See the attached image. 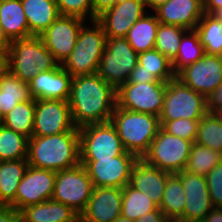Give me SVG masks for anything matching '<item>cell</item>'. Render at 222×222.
<instances>
[{
    "label": "cell",
    "mask_w": 222,
    "mask_h": 222,
    "mask_svg": "<svg viewBox=\"0 0 222 222\" xmlns=\"http://www.w3.org/2000/svg\"><path fill=\"white\" fill-rule=\"evenodd\" d=\"M122 188L94 187L80 222H114L121 215Z\"/></svg>",
    "instance_id": "cell-19"
},
{
    "label": "cell",
    "mask_w": 222,
    "mask_h": 222,
    "mask_svg": "<svg viewBox=\"0 0 222 222\" xmlns=\"http://www.w3.org/2000/svg\"><path fill=\"white\" fill-rule=\"evenodd\" d=\"M29 139L0 126V161L27 159Z\"/></svg>",
    "instance_id": "cell-36"
},
{
    "label": "cell",
    "mask_w": 222,
    "mask_h": 222,
    "mask_svg": "<svg viewBox=\"0 0 222 222\" xmlns=\"http://www.w3.org/2000/svg\"><path fill=\"white\" fill-rule=\"evenodd\" d=\"M80 160L110 159L127 152L111 122L91 124L79 129Z\"/></svg>",
    "instance_id": "cell-10"
},
{
    "label": "cell",
    "mask_w": 222,
    "mask_h": 222,
    "mask_svg": "<svg viewBox=\"0 0 222 222\" xmlns=\"http://www.w3.org/2000/svg\"><path fill=\"white\" fill-rule=\"evenodd\" d=\"M145 7L150 9L154 12L158 7L162 4H165L168 0H142Z\"/></svg>",
    "instance_id": "cell-50"
},
{
    "label": "cell",
    "mask_w": 222,
    "mask_h": 222,
    "mask_svg": "<svg viewBox=\"0 0 222 222\" xmlns=\"http://www.w3.org/2000/svg\"><path fill=\"white\" fill-rule=\"evenodd\" d=\"M86 21L77 16L59 15L39 37L54 59L62 64L73 51L80 29Z\"/></svg>",
    "instance_id": "cell-14"
},
{
    "label": "cell",
    "mask_w": 222,
    "mask_h": 222,
    "mask_svg": "<svg viewBox=\"0 0 222 222\" xmlns=\"http://www.w3.org/2000/svg\"><path fill=\"white\" fill-rule=\"evenodd\" d=\"M159 208L144 192L132 187L129 183L122 188L121 215L138 220L144 214L155 211Z\"/></svg>",
    "instance_id": "cell-31"
},
{
    "label": "cell",
    "mask_w": 222,
    "mask_h": 222,
    "mask_svg": "<svg viewBox=\"0 0 222 222\" xmlns=\"http://www.w3.org/2000/svg\"><path fill=\"white\" fill-rule=\"evenodd\" d=\"M171 175L139 158L132 168L129 184L160 206L166 182Z\"/></svg>",
    "instance_id": "cell-22"
},
{
    "label": "cell",
    "mask_w": 222,
    "mask_h": 222,
    "mask_svg": "<svg viewBox=\"0 0 222 222\" xmlns=\"http://www.w3.org/2000/svg\"><path fill=\"white\" fill-rule=\"evenodd\" d=\"M205 54L195 30H188L181 38L179 51L171 61L172 71L177 75L185 67L195 63Z\"/></svg>",
    "instance_id": "cell-32"
},
{
    "label": "cell",
    "mask_w": 222,
    "mask_h": 222,
    "mask_svg": "<svg viewBox=\"0 0 222 222\" xmlns=\"http://www.w3.org/2000/svg\"><path fill=\"white\" fill-rule=\"evenodd\" d=\"M94 186L85 167H75L56 172L52 200L69 206L79 216L85 211Z\"/></svg>",
    "instance_id": "cell-9"
},
{
    "label": "cell",
    "mask_w": 222,
    "mask_h": 222,
    "mask_svg": "<svg viewBox=\"0 0 222 222\" xmlns=\"http://www.w3.org/2000/svg\"><path fill=\"white\" fill-rule=\"evenodd\" d=\"M159 20L156 14H145L128 31L126 40L139 54L155 48Z\"/></svg>",
    "instance_id": "cell-28"
},
{
    "label": "cell",
    "mask_w": 222,
    "mask_h": 222,
    "mask_svg": "<svg viewBox=\"0 0 222 222\" xmlns=\"http://www.w3.org/2000/svg\"><path fill=\"white\" fill-rule=\"evenodd\" d=\"M127 152L142 158L161 127L159 117L149 113L124 110L117 105L110 119Z\"/></svg>",
    "instance_id": "cell-3"
},
{
    "label": "cell",
    "mask_w": 222,
    "mask_h": 222,
    "mask_svg": "<svg viewBox=\"0 0 222 222\" xmlns=\"http://www.w3.org/2000/svg\"><path fill=\"white\" fill-rule=\"evenodd\" d=\"M167 82L124 83L116 90L117 106L124 110L160 116Z\"/></svg>",
    "instance_id": "cell-11"
},
{
    "label": "cell",
    "mask_w": 222,
    "mask_h": 222,
    "mask_svg": "<svg viewBox=\"0 0 222 222\" xmlns=\"http://www.w3.org/2000/svg\"><path fill=\"white\" fill-rule=\"evenodd\" d=\"M58 65L39 36L13 40L8 48V71L24 82L29 83L40 71Z\"/></svg>",
    "instance_id": "cell-4"
},
{
    "label": "cell",
    "mask_w": 222,
    "mask_h": 222,
    "mask_svg": "<svg viewBox=\"0 0 222 222\" xmlns=\"http://www.w3.org/2000/svg\"><path fill=\"white\" fill-rule=\"evenodd\" d=\"M195 142L222 153V114L206 113L203 116Z\"/></svg>",
    "instance_id": "cell-35"
},
{
    "label": "cell",
    "mask_w": 222,
    "mask_h": 222,
    "mask_svg": "<svg viewBox=\"0 0 222 222\" xmlns=\"http://www.w3.org/2000/svg\"><path fill=\"white\" fill-rule=\"evenodd\" d=\"M2 123H3V117L0 114V126L2 125Z\"/></svg>",
    "instance_id": "cell-55"
},
{
    "label": "cell",
    "mask_w": 222,
    "mask_h": 222,
    "mask_svg": "<svg viewBox=\"0 0 222 222\" xmlns=\"http://www.w3.org/2000/svg\"><path fill=\"white\" fill-rule=\"evenodd\" d=\"M176 78L206 98L222 83V56L205 53L181 70Z\"/></svg>",
    "instance_id": "cell-16"
},
{
    "label": "cell",
    "mask_w": 222,
    "mask_h": 222,
    "mask_svg": "<svg viewBox=\"0 0 222 222\" xmlns=\"http://www.w3.org/2000/svg\"><path fill=\"white\" fill-rule=\"evenodd\" d=\"M11 41L6 37L3 28L0 24V47H9Z\"/></svg>",
    "instance_id": "cell-51"
},
{
    "label": "cell",
    "mask_w": 222,
    "mask_h": 222,
    "mask_svg": "<svg viewBox=\"0 0 222 222\" xmlns=\"http://www.w3.org/2000/svg\"><path fill=\"white\" fill-rule=\"evenodd\" d=\"M27 161L29 166L55 172L79 165V131L46 137L33 136L28 141Z\"/></svg>",
    "instance_id": "cell-2"
},
{
    "label": "cell",
    "mask_w": 222,
    "mask_h": 222,
    "mask_svg": "<svg viewBox=\"0 0 222 222\" xmlns=\"http://www.w3.org/2000/svg\"><path fill=\"white\" fill-rule=\"evenodd\" d=\"M27 159L0 161V205L15 201L18 185L28 167Z\"/></svg>",
    "instance_id": "cell-26"
},
{
    "label": "cell",
    "mask_w": 222,
    "mask_h": 222,
    "mask_svg": "<svg viewBox=\"0 0 222 222\" xmlns=\"http://www.w3.org/2000/svg\"><path fill=\"white\" fill-rule=\"evenodd\" d=\"M73 77L59 64L55 69L40 71L28 83L31 97L68 101Z\"/></svg>",
    "instance_id": "cell-20"
},
{
    "label": "cell",
    "mask_w": 222,
    "mask_h": 222,
    "mask_svg": "<svg viewBox=\"0 0 222 222\" xmlns=\"http://www.w3.org/2000/svg\"><path fill=\"white\" fill-rule=\"evenodd\" d=\"M222 163V153L208 147L192 143L190 154L185 170L206 176L216 165Z\"/></svg>",
    "instance_id": "cell-34"
},
{
    "label": "cell",
    "mask_w": 222,
    "mask_h": 222,
    "mask_svg": "<svg viewBox=\"0 0 222 222\" xmlns=\"http://www.w3.org/2000/svg\"><path fill=\"white\" fill-rule=\"evenodd\" d=\"M92 28L84 24L79 32L75 47L61 64L73 78L95 74L106 46L107 36L97 20L90 22Z\"/></svg>",
    "instance_id": "cell-5"
},
{
    "label": "cell",
    "mask_w": 222,
    "mask_h": 222,
    "mask_svg": "<svg viewBox=\"0 0 222 222\" xmlns=\"http://www.w3.org/2000/svg\"><path fill=\"white\" fill-rule=\"evenodd\" d=\"M126 83H162L156 77L146 72L145 70H140V64L137 63V66L133 69V71L130 73L128 81Z\"/></svg>",
    "instance_id": "cell-43"
},
{
    "label": "cell",
    "mask_w": 222,
    "mask_h": 222,
    "mask_svg": "<svg viewBox=\"0 0 222 222\" xmlns=\"http://www.w3.org/2000/svg\"><path fill=\"white\" fill-rule=\"evenodd\" d=\"M147 11L142 0H126L104 11L97 21L107 37L121 38Z\"/></svg>",
    "instance_id": "cell-17"
},
{
    "label": "cell",
    "mask_w": 222,
    "mask_h": 222,
    "mask_svg": "<svg viewBox=\"0 0 222 222\" xmlns=\"http://www.w3.org/2000/svg\"><path fill=\"white\" fill-rule=\"evenodd\" d=\"M36 100L18 103L4 117L2 125L28 139L33 137Z\"/></svg>",
    "instance_id": "cell-29"
},
{
    "label": "cell",
    "mask_w": 222,
    "mask_h": 222,
    "mask_svg": "<svg viewBox=\"0 0 222 222\" xmlns=\"http://www.w3.org/2000/svg\"><path fill=\"white\" fill-rule=\"evenodd\" d=\"M199 122L200 121L189 119H178L173 121H160V125L169 134L194 143L198 134Z\"/></svg>",
    "instance_id": "cell-39"
},
{
    "label": "cell",
    "mask_w": 222,
    "mask_h": 222,
    "mask_svg": "<svg viewBox=\"0 0 222 222\" xmlns=\"http://www.w3.org/2000/svg\"><path fill=\"white\" fill-rule=\"evenodd\" d=\"M30 37L41 35L60 15L55 0H21Z\"/></svg>",
    "instance_id": "cell-24"
},
{
    "label": "cell",
    "mask_w": 222,
    "mask_h": 222,
    "mask_svg": "<svg viewBox=\"0 0 222 222\" xmlns=\"http://www.w3.org/2000/svg\"><path fill=\"white\" fill-rule=\"evenodd\" d=\"M187 31L180 26L159 23L155 49L172 61L178 54L181 38Z\"/></svg>",
    "instance_id": "cell-38"
},
{
    "label": "cell",
    "mask_w": 222,
    "mask_h": 222,
    "mask_svg": "<svg viewBox=\"0 0 222 222\" xmlns=\"http://www.w3.org/2000/svg\"><path fill=\"white\" fill-rule=\"evenodd\" d=\"M55 179V171L28 166L11 206L19 213L28 206L51 200Z\"/></svg>",
    "instance_id": "cell-13"
},
{
    "label": "cell",
    "mask_w": 222,
    "mask_h": 222,
    "mask_svg": "<svg viewBox=\"0 0 222 222\" xmlns=\"http://www.w3.org/2000/svg\"><path fill=\"white\" fill-rule=\"evenodd\" d=\"M29 84L9 71L0 74V114L4 117L18 103L32 100Z\"/></svg>",
    "instance_id": "cell-27"
},
{
    "label": "cell",
    "mask_w": 222,
    "mask_h": 222,
    "mask_svg": "<svg viewBox=\"0 0 222 222\" xmlns=\"http://www.w3.org/2000/svg\"><path fill=\"white\" fill-rule=\"evenodd\" d=\"M176 175L181 179L186 199L183 220L204 219L214 207L206 177L186 170L178 172Z\"/></svg>",
    "instance_id": "cell-18"
},
{
    "label": "cell",
    "mask_w": 222,
    "mask_h": 222,
    "mask_svg": "<svg viewBox=\"0 0 222 222\" xmlns=\"http://www.w3.org/2000/svg\"><path fill=\"white\" fill-rule=\"evenodd\" d=\"M204 219L205 222H222V208L213 207Z\"/></svg>",
    "instance_id": "cell-47"
},
{
    "label": "cell",
    "mask_w": 222,
    "mask_h": 222,
    "mask_svg": "<svg viewBox=\"0 0 222 222\" xmlns=\"http://www.w3.org/2000/svg\"><path fill=\"white\" fill-rule=\"evenodd\" d=\"M194 30L205 53L222 56V22L204 13Z\"/></svg>",
    "instance_id": "cell-33"
},
{
    "label": "cell",
    "mask_w": 222,
    "mask_h": 222,
    "mask_svg": "<svg viewBox=\"0 0 222 222\" xmlns=\"http://www.w3.org/2000/svg\"><path fill=\"white\" fill-rule=\"evenodd\" d=\"M205 177L213 206L222 208V163L213 167Z\"/></svg>",
    "instance_id": "cell-41"
},
{
    "label": "cell",
    "mask_w": 222,
    "mask_h": 222,
    "mask_svg": "<svg viewBox=\"0 0 222 222\" xmlns=\"http://www.w3.org/2000/svg\"><path fill=\"white\" fill-rule=\"evenodd\" d=\"M0 222H20L19 213L11 205H0Z\"/></svg>",
    "instance_id": "cell-45"
},
{
    "label": "cell",
    "mask_w": 222,
    "mask_h": 222,
    "mask_svg": "<svg viewBox=\"0 0 222 222\" xmlns=\"http://www.w3.org/2000/svg\"><path fill=\"white\" fill-rule=\"evenodd\" d=\"M191 146V141L169 134L160 127L142 159L156 168L176 174L185 170Z\"/></svg>",
    "instance_id": "cell-8"
},
{
    "label": "cell",
    "mask_w": 222,
    "mask_h": 222,
    "mask_svg": "<svg viewBox=\"0 0 222 222\" xmlns=\"http://www.w3.org/2000/svg\"><path fill=\"white\" fill-rule=\"evenodd\" d=\"M185 194L181 179L172 174L165 186L159 209L172 221L183 220Z\"/></svg>",
    "instance_id": "cell-30"
},
{
    "label": "cell",
    "mask_w": 222,
    "mask_h": 222,
    "mask_svg": "<svg viewBox=\"0 0 222 222\" xmlns=\"http://www.w3.org/2000/svg\"><path fill=\"white\" fill-rule=\"evenodd\" d=\"M139 158L135 154H121L110 159L80 160L94 187L123 188L130 182L132 168Z\"/></svg>",
    "instance_id": "cell-12"
},
{
    "label": "cell",
    "mask_w": 222,
    "mask_h": 222,
    "mask_svg": "<svg viewBox=\"0 0 222 222\" xmlns=\"http://www.w3.org/2000/svg\"><path fill=\"white\" fill-rule=\"evenodd\" d=\"M136 222H172L159 208L148 212L140 217Z\"/></svg>",
    "instance_id": "cell-46"
},
{
    "label": "cell",
    "mask_w": 222,
    "mask_h": 222,
    "mask_svg": "<svg viewBox=\"0 0 222 222\" xmlns=\"http://www.w3.org/2000/svg\"><path fill=\"white\" fill-rule=\"evenodd\" d=\"M206 111V98L176 77L167 82L159 121L189 119L200 121Z\"/></svg>",
    "instance_id": "cell-6"
},
{
    "label": "cell",
    "mask_w": 222,
    "mask_h": 222,
    "mask_svg": "<svg viewBox=\"0 0 222 222\" xmlns=\"http://www.w3.org/2000/svg\"><path fill=\"white\" fill-rule=\"evenodd\" d=\"M123 1L126 0H91L92 12L96 17H98L107 9Z\"/></svg>",
    "instance_id": "cell-44"
},
{
    "label": "cell",
    "mask_w": 222,
    "mask_h": 222,
    "mask_svg": "<svg viewBox=\"0 0 222 222\" xmlns=\"http://www.w3.org/2000/svg\"><path fill=\"white\" fill-rule=\"evenodd\" d=\"M222 7V0H203L204 13L211 14L214 10Z\"/></svg>",
    "instance_id": "cell-48"
},
{
    "label": "cell",
    "mask_w": 222,
    "mask_h": 222,
    "mask_svg": "<svg viewBox=\"0 0 222 222\" xmlns=\"http://www.w3.org/2000/svg\"><path fill=\"white\" fill-rule=\"evenodd\" d=\"M114 222H136V221L120 215Z\"/></svg>",
    "instance_id": "cell-53"
},
{
    "label": "cell",
    "mask_w": 222,
    "mask_h": 222,
    "mask_svg": "<svg viewBox=\"0 0 222 222\" xmlns=\"http://www.w3.org/2000/svg\"><path fill=\"white\" fill-rule=\"evenodd\" d=\"M60 15L77 16L90 21L97 20L92 12L91 0H55Z\"/></svg>",
    "instance_id": "cell-40"
},
{
    "label": "cell",
    "mask_w": 222,
    "mask_h": 222,
    "mask_svg": "<svg viewBox=\"0 0 222 222\" xmlns=\"http://www.w3.org/2000/svg\"><path fill=\"white\" fill-rule=\"evenodd\" d=\"M207 113L222 114V83L206 97Z\"/></svg>",
    "instance_id": "cell-42"
},
{
    "label": "cell",
    "mask_w": 222,
    "mask_h": 222,
    "mask_svg": "<svg viewBox=\"0 0 222 222\" xmlns=\"http://www.w3.org/2000/svg\"><path fill=\"white\" fill-rule=\"evenodd\" d=\"M177 222H205V219L178 220Z\"/></svg>",
    "instance_id": "cell-54"
},
{
    "label": "cell",
    "mask_w": 222,
    "mask_h": 222,
    "mask_svg": "<svg viewBox=\"0 0 222 222\" xmlns=\"http://www.w3.org/2000/svg\"><path fill=\"white\" fill-rule=\"evenodd\" d=\"M68 131H79V129L72 122L67 101L36 100L33 136L46 137Z\"/></svg>",
    "instance_id": "cell-15"
},
{
    "label": "cell",
    "mask_w": 222,
    "mask_h": 222,
    "mask_svg": "<svg viewBox=\"0 0 222 222\" xmlns=\"http://www.w3.org/2000/svg\"><path fill=\"white\" fill-rule=\"evenodd\" d=\"M138 63L140 70L153 74L161 82H169L176 77L171 61L155 48L139 53Z\"/></svg>",
    "instance_id": "cell-37"
},
{
    "label": "cell",
    "mask_w": 222,
    "mask_h": 222,
    "mask_svg": "<svg viewBox=\"0 0 222 222\" xmlns=\"http://www.w3.org/2000/svg\"><path fill=\"white\" fill-rule=\"evenodd\" d=\"M8 48L0 47V74L8 71Z\"/></svg>",
    "instance_id": "cell-49"
},
{
    "label": "cell",
    "mask_w": 222,
    "mask_h": 222,
    "mask_svg": "<svg viewBox=\"0 0 222 222\" xmlns=\"http://www.w3.org/2000/svg\"><path fill=\"white\" fill-rule=\"evenodd\" d=\"M137 63L138 53L125 37H107L97 74L117 90L128 81Z\"/></svg>",
    "instance_id": "cell-7"
},
{
    "label": "cell",
    "mask_w": 222,
    "mask_h": 222,
    "mask_svg": "<svg viewBox=\"0 0 222 222\" xmlns=\"http://www.w3.org/2000/svg\"><path fill=\"white\" fill-rule=\"evenodd\" d=\"M71 118L78 129L110 122L117 105L116 89L97 73L72 79L68 98Z\"/></svg>",
    "instance_id": "cell-1"
},
{
    "label": "cell",
    "mask_w": 222,
    "mask_h": 222,
    "mask_svg": "<svg viewBox=\"0 0 222 222\" xmlns=\"http://www.w3.org/2000/svg\"><path fill=\"white\" fill-rule=\"evenodd\" d=\"M154 12L162 24L194 30L204 15L203 0H168Z\"/></svg>",
    "instance_id": "cell-21"
},
{
    "label": "cell",
    "mask_w": 222,
    "mask_h": 222,
    "mask_svg": "<svg viewBox=\"0 0 222 222\" xmlns=\"http://www.w3.org/2000/svg\"><path fill=\"white\" fill-rule=\"evenodd\" d=\"M20 222H79L80 216L63 203L47 200L19 212Z\"/></svg>",
    "instance_id": "cell-23"
},
{
    "label": "cell",
    "mask_w": 222,
    "mask_h": 222,
    "mask_svg": "<svg viewBox=\"0 0 222 222\" xmlns=\"http://www.w3.org/2000/svg\"><path fill=\"white\" fill-rule=\"evenodd\" d=\"M0 24L10 41L30 37L21 0H0Z\"/></svg>",
    "instance_id": "cell-25"
},
{
    "label": "cell",
    "mask_w": 222,
    "mask_h": 222,
    "mask_svg": "<svg viewBox=\"0 0 222 222\" xmlns=\"http://www.w3.org/2000/svg\"><path fill=\"white\" fill-rule=\"evenodd\" d=\"M210 15L216 20L222 22V7L214 10Z\"/></svg>",
    "instance_id": "cell-52"
}]
</instances>
